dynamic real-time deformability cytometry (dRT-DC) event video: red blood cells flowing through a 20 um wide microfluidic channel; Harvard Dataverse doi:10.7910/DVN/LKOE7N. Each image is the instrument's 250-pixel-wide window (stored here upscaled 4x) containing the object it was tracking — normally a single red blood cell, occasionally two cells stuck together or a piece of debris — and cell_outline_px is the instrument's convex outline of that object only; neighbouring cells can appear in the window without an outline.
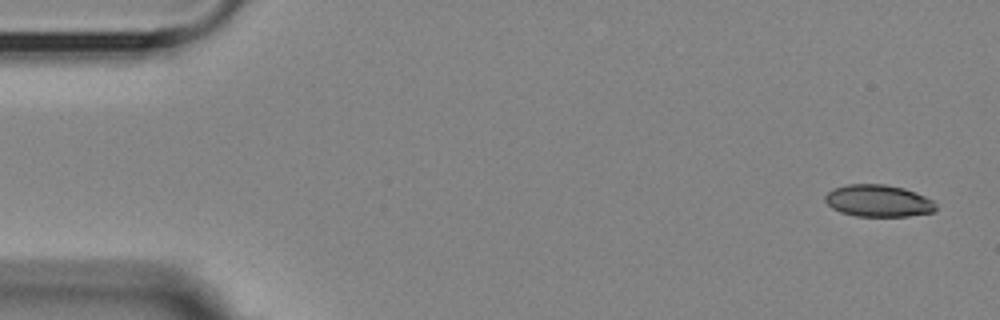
{"species": "Egyptian fruit bat (a non-hibernating species)", "species_latin": "Rousettus aegyptiacus", "temperature_condition": "room temperature", "stored_images_in_passage": 5, "camera_frame_rate_fps": 3000, "um_per_image_px": 0.085, "animal": {"sex": "female"}, "frame": {"image": 1, "passage_image": 1, "time_ms": 0.0, "image_size_px": [1000, 320], "cell_outline_px": [[936, 208], [932, 212], [908, 216], [856, 216], [840, 212], [832, 208], [824, 200], [824, 196], [832, 188], [848, 184], [884, 184], [904, 188], [916, 192], [932, 200], [936, 204]], "centroid_in_image_um": [74.63, 17.06], "position_along_channel_um": 10.4, "area_um2": 20.69}}
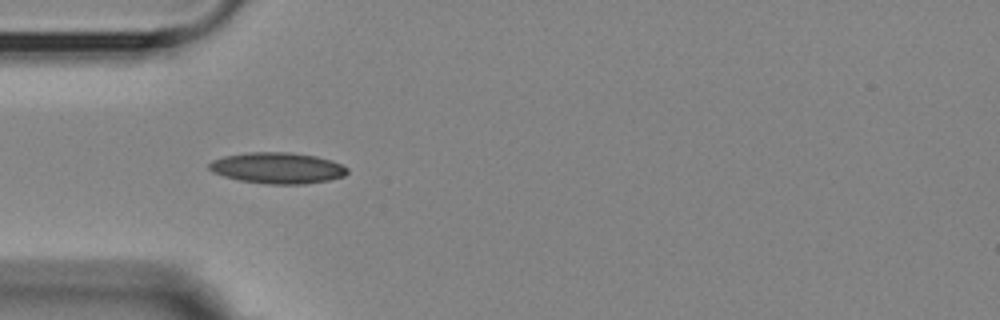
{"frame": {"image": 2, "passage_image": 5, "time_ms": 4.667, "image_size_px": [1000, 320], "cell_outline_px": [[348, 172], [344, 176], [328, 180], [304, 184], [268, 184], [240, 180], [224, 176], [212, 172], [208, 168], [208, 164], [212, 160], [224, 156], [248, 152], [292, 152], [316, 156], [332, 160], [348, 168]], "centroid_in_image_um": [23.58, 14.27], "position_along_channel_um": 61.4, "area_um2": 25.09}}